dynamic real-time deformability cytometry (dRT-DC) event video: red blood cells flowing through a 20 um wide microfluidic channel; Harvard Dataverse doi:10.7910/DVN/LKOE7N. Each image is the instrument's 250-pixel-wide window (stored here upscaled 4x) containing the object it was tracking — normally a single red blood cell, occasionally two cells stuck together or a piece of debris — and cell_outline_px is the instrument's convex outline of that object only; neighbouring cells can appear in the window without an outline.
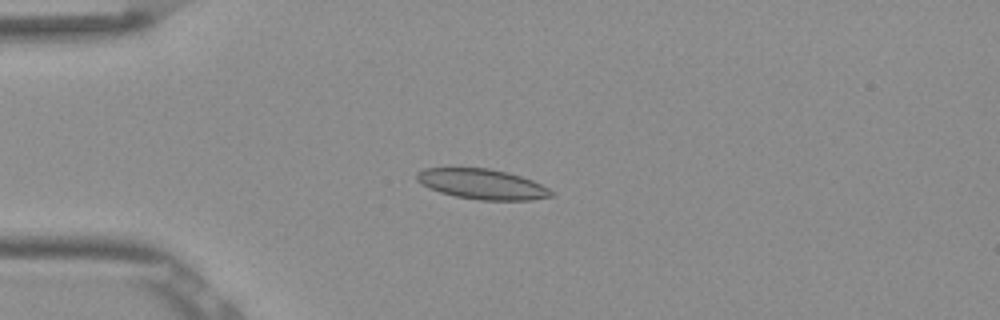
{"species": "Egyptian fruit bat (a non-hibernating species)", "species_latin": "Rousettus aegyptiacus", "temperature_condition": "room temperature", "stored_images_in_passage": 53, "camera_frame_rate_fps": 3000, "um_per_image_px": 0.085, "frame": {"image": 1, "passage_image": 14, "time_ms": 4.333, "image_size_px": [1000, 320], "cell_outline_px": [[556, 196], [532, 200], [480, 200], [456, 196], [440, 192], [416, 180], [416, 172], [424, 168], [488, 168], [508, 172], [532, 180], [556, 192]], "centroid_in_image_um": [41.04, 15.65], "position_along_channel_um": 44.0, "area_um2": 23.64}}
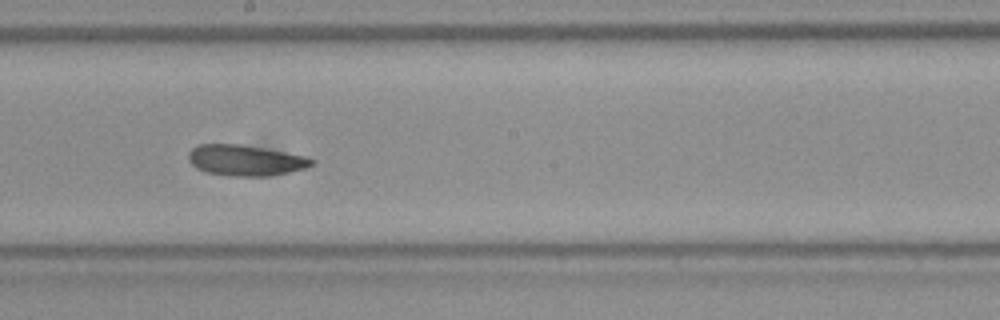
{"frame": {"image": 2, "passage_image": 30, "time_ms": 9.667, "image_size_px": [1000, 320], "cell_outline_px": [[316, 164], [308, 168], [268, 176], [228, 176], [204, 172], [196, 168], [188, 160], [188, 152], [196, 144], [240, 144], [308, 156], [316, 160]], "centroid_in_image_um": [20.88, 13.63], "position_along_channel_um": 227.3, "area_um2": 22.48}}
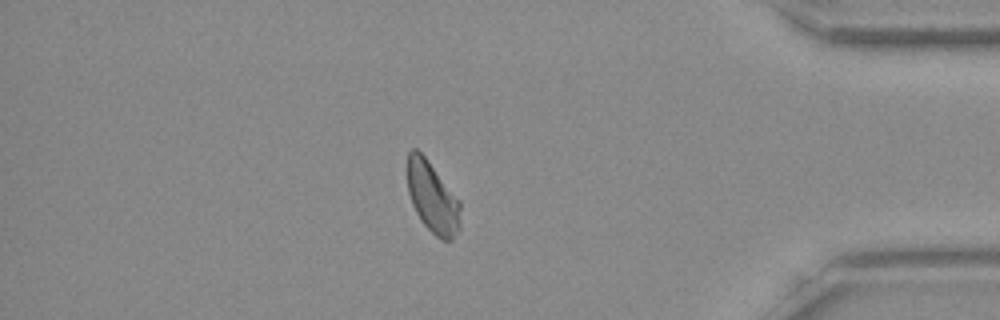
{"frame": {"image": 3, "passage_image": 46, "time_ms": 15.0, "image_size_px": [1000, 320], "cell_outline_px": [[460, 228], [452, 240], [440, 240], [420, 220], [412, 204], [408, 192], [404, 168], [408, 152], [412, 148], [416, 148], [424, 156], [460, 200]], "centroid_in_image_um": [36.71, 16.75], "position_along_channel_um": 398.5, "area_um2": 22.43}}